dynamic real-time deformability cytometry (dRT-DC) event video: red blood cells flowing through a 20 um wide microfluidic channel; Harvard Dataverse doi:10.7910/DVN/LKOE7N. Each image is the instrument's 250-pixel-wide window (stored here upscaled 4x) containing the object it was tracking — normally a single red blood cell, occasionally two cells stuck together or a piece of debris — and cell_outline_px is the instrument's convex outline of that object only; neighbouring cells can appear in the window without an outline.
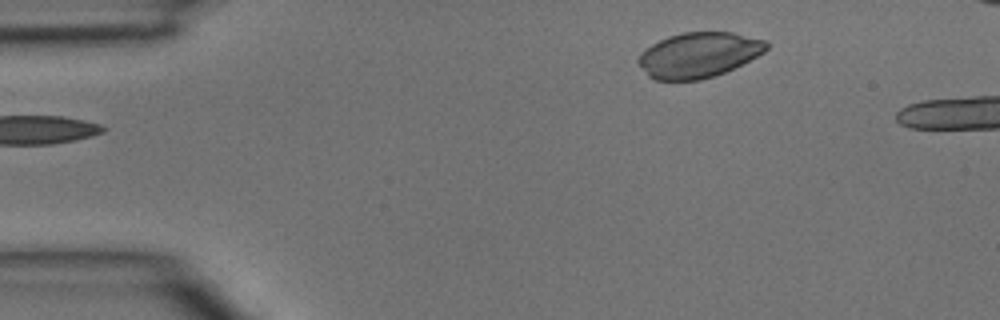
{"species": "common noctule bat (a hibernating species)", "species_latin": "Nyctalus noctula", "temperature_condition": "room temperature", "stored_images_in_passage": 2, "camera_frame_rate_fps": 3000, "um_per_image_px": 0.085, "animal": {"sex": "male", "body_mass_g": 15.6}, "frame": {"image": 1, "passage_image": 1, "time_ms": 0.0, "image_size_px": [1000, 320], "cell_outline_px": [[768, 48], [764, 52], [724, 72], [700, 80], [656, 80], [648, 76], [636, 64], [636, 60], [640, 52], [652, 44], [668, 36], [684, 32], [732, 32], [764, 40], [768, 44]], "centroid_in_image_um": [59.31, 4.67], "position_along_channel_um": 25.7, "area_um2": 33.58}}